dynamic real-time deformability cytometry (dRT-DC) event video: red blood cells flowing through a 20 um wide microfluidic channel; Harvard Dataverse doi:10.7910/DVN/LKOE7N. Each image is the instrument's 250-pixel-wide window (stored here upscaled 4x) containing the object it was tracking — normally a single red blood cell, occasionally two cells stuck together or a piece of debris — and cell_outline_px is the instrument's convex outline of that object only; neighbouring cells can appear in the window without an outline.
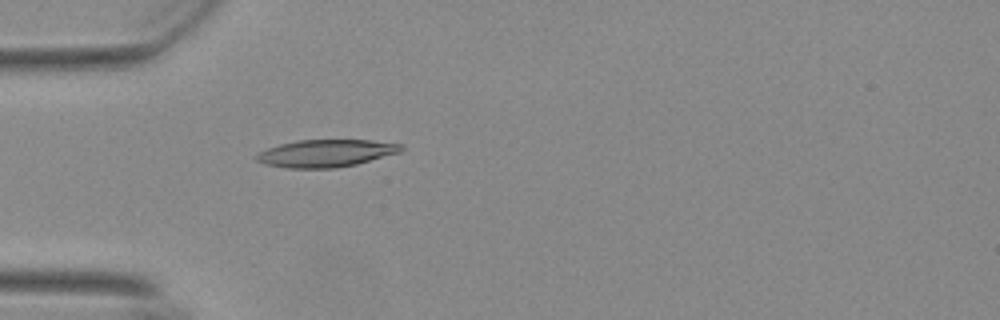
{"species": "Egyptian fruit bat (a non-hibernating species)", "species_latin": "Rousettus aegyptiacus", "temperature_condition": "warm", "stored_images_in_passage": 56, "camera_frame_rate_fps": 3000, "um_per_image_px": 0.085, "animal": {"sex": "female"}, "frame": {"image": 1, "passage_image": 17, "time_ms": 5.333, "image_size_px": [1000, 320], "cell_outline_px": [[404, 148], [400, 152], [356, 164], [336, 168], [288, 168], [264, 164], [256, 160], [256, 156], [260, 152], [268, 148], [280, 144], [296, 140], [372, 140], [404, 144]], "centroid_in_image_um": [27.73, 13.02], "position_along_channel_um": 57.3, "area_um2": 23.06}}
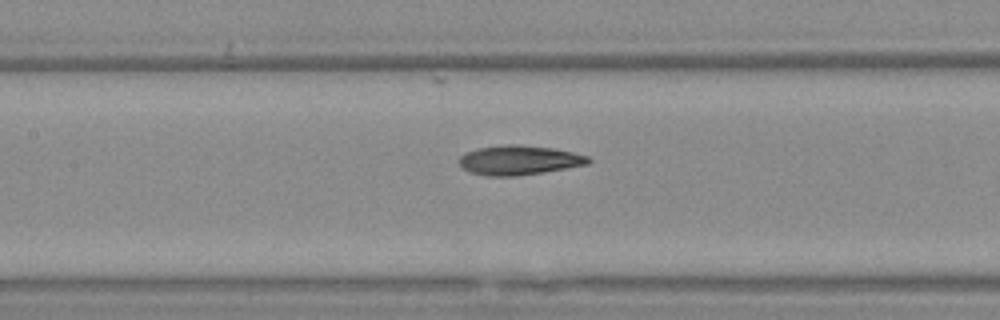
{"frame": {"image": 2, "passage_image": 26, "time_ms": 8.333, "image_size_px": [1000, 320], "cell_outline_px": [[592, 160], [588, 164], [516, 176], [492, 176], [472, 172], [464, 168], [460, 164], [460, 156], [468, 152], [480, 148], [504, 144], [520, 144], [552, 148], [572, 152], [588, 156]], "centroid_in_image_um": [44.15, 13.6], "position_along_channel_um": 163.3, "area_um2": 21.73}}
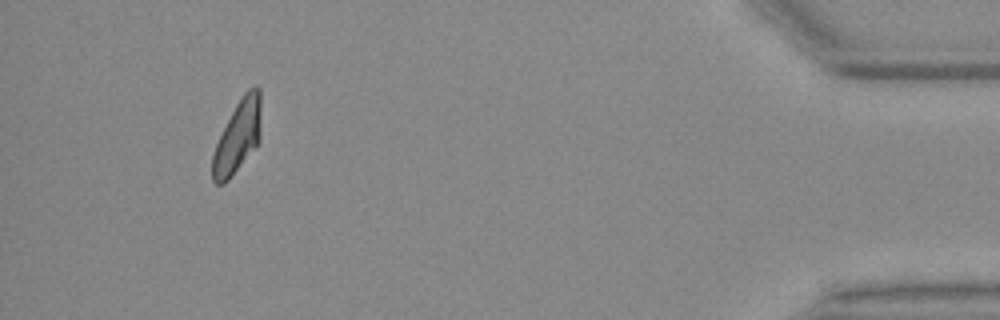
{"frame": {"image": 3, "passage_image": 52, "time_ms": 17.0, "image_size_px": [1000, 320], "cell_outline_px": [[260, 140], [228, 180], [224, 184], [216, 184], [212, 180], [212, 156], [216, 144], [236, 104], [244, 92], [248, 88], [256, 84], [260, 88]], "centroid_in_image_um": [20.21, 11.58], "position_along_channel_um": 415.0, "area_um2": 20.17}, "authors_computed_cell_mechanics": {"area_um2": 21.9351, "velocity_mm_per_s": 3.6899, "shape_relaxation_time_tau1_ms": null, "shape_relaxation_time_tau2_ms": 2.9585, "deformation_change_tau1": null, "deformation_change_tau2": 0.0943}}